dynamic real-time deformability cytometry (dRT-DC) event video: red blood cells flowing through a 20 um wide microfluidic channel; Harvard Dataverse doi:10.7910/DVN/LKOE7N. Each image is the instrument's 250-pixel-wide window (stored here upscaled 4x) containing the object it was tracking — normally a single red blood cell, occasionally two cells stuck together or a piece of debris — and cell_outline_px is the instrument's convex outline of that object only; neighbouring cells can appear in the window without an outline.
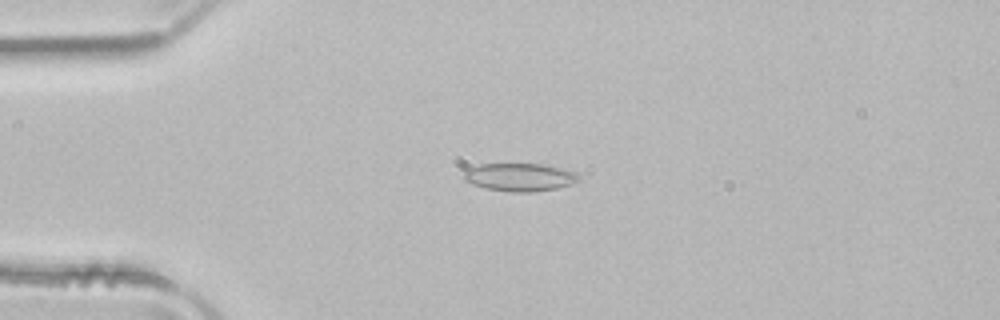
{"species": "common noctule bat (a hibernating species)", "species_latin": "Nyctalus noctula", "temperature_condition": "room temperature", "stored_images_in_passage": 44, "camera_frame_rate_fps": 3000, "um_per_image_px": 0.085, "animal": {"sex": "male", "body_mass_g": 21.5, "forearm_length_mm": 52.0}, "frame": {"image": 1, "passage_image": 5, "time_ms": 1.333, "image_size_px": [1000, 320], "cell_outline_px": [[580, 180], [556, 188], [532, 192], [508, 192], [488, 188], [472, 184], [464, 180], [464, 172], [468, 168], [480, 164], [540, 164], [576, 172], [580, 176]], "centroid_in_image_um": [44.15, 15.06], "position_along_channel_um": 40.9, "area_um2": 18.5}}
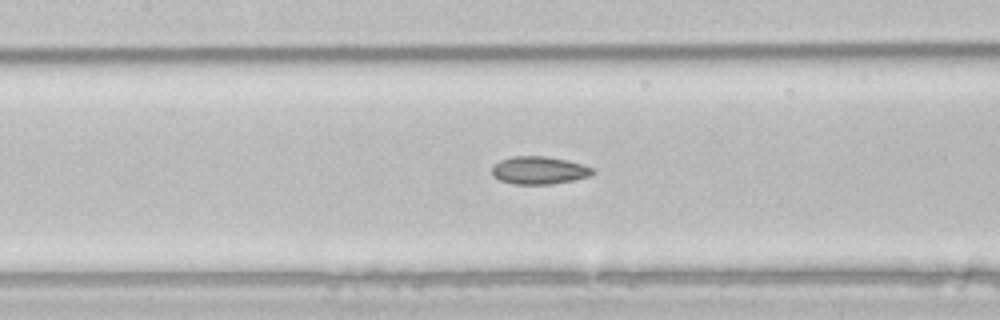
{"frame": {"image": 2, "passage_image": 16, "time_ms": 5.0, "image_size_px": [1000, 320], "cell_outline_px": [[596, 172], [588, 176], [572, 180], [552, 184], [516, 184], [500, 180], [492, 176], [492, 168], [500, 160], [512, 156], [544, 156], [568, 160], [592, 168]], "centroid_in_image_um": [45.8, 14.47], "position_along_channel_um": 161.6, "area_um2": 16.13}}
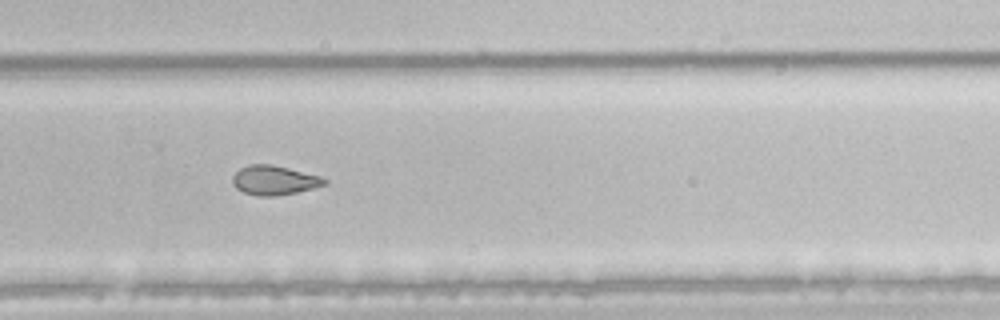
{"frame": {"image": 3, "passage_image": 27, "time_ms": 8.667, "image_size_px": [1000, 320], "cell_outline_px": [[328, 184], [296, 192], [276, 196], [256, 196], [244, 192], [236, 188], [232, 184], [232, 176], [240, 168], [248, 164], [272, 164], [320, 176], [328, 180]], "centroid_in_image_um": [23.29, 15.32], "position_along_channel_um": 306.5, "area_um2": 15.78}, "authors_computed_cell_mechanics": {"area_um2": 16.8776, "velocity_mm_per_s": 3.9664, "shape_relaxation_time_tau1_ms": null, "shape_relaxation_time_tau2_ms": 3.5595, "deformation_change_tau1": null, "deformation_change_tau2": 0.0881}}